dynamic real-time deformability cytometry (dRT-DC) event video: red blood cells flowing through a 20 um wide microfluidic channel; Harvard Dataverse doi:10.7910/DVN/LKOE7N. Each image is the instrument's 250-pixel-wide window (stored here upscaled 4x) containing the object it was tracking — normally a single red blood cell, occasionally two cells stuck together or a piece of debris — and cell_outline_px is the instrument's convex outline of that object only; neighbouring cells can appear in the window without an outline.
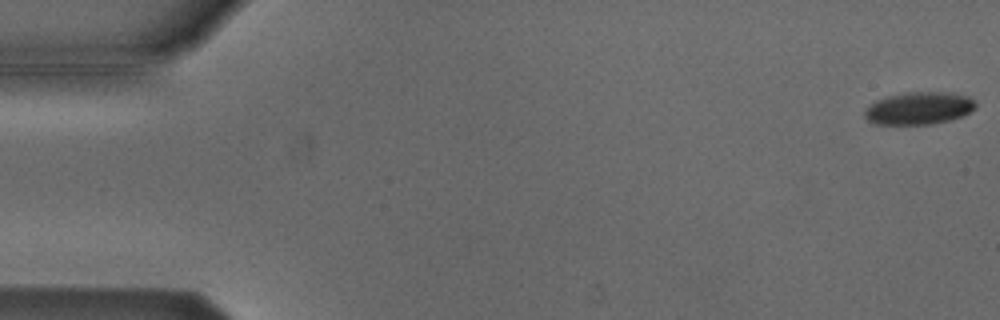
{"species": "Egyptian fruit bat (a non-hibernating species)", "species_latin": "Rousettus aegyptiacus", "temperature_condition": "cold", "stored_images_in_passage": 6, "camera_frame_rate_fps": 3000, "um_per_image_px": 0.085, "animal": {"sex": "male"}, "frame": {"image": 1, "passage_image": 1, "time_ms": 0.0, "image_size_px": [1000, 320], "cell_outline_px": [[976, 108], [964, 116], [932, 124], [872, 124], [864, 116], [864, 112], [876, 100], [888, 96], [904, 92], [952, 92], [968, 96], [976, 100]], "centroid_in_image_um": [78.15, 9.19], "position_along_channel_um": 6.8, "area_um2": 21.15}}